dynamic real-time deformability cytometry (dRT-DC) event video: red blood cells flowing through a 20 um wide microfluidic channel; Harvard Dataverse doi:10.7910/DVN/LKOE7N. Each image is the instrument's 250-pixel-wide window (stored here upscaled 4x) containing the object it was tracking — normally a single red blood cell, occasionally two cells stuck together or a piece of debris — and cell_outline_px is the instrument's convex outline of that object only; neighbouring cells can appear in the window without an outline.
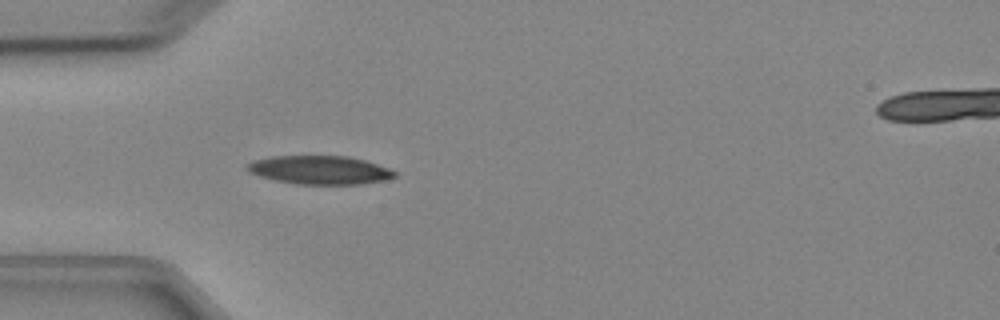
{"species": "Egyptian fruit bat (a non-hibernating species)", "species_latin": "Rousettus aegyptiacus", "temperature_condition": "cold", "stored_images_in_passage": 5, "segment_of_instrument_passage": [1, 2], "camera_frame_rate_fps": 3000, "um_per_image_px": 0.085, "animal": {"sex": "female"}, "frame": {"image": 1, "passage_image": 4, "time_ms": 3.333, "image_size_px": [1000, 320], "cell_outline_px": [[396, 176], [384, 180], [360, 184], [296, 184], [276, 180], [260, 176], [248, 172], [244, 168], [244, 164], [252, 160], [272, 156], [348, 156], [364, 160], [388, 168], [396, 172]], "centroid_in_image_um": [27.11, 14.44], "position_along_channel_um": 57.9, "area_um2": 24.57}}